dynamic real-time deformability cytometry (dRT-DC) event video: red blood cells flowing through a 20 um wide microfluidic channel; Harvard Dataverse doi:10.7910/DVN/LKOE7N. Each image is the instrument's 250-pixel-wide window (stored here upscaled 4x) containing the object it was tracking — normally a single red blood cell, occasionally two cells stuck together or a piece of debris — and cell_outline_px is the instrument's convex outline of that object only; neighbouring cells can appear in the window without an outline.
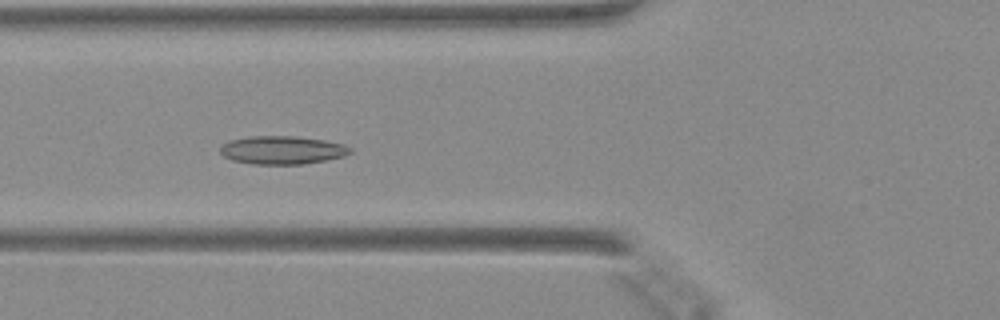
{"species": "Egyptian fruit bat (a non-hibernating species)", "species_latin": "Rousettus aegyptiacus", "temperature_condition": "warm", "stored_images_in_passage": 8, "camera_frame_rate_fps": 3000, "um_per_image_px": 0.085, "animal": {"sex": "female"}, "frame": {"image": 1, "passage_image": 6, "time_ms": 1.667, "image_size_px": [1000, 320], "cell_outline_px": [[352, 152], [344, 156], [304, 164], [252, 164], [232, 160], [224, 156], [220, 152], [220, 148], [224, 144], [232, 140], [252, 136], [292, 136], [324, 140], [344, 144], [352, 148]], "centroid_in_image_um": [24.01, 12.76], "position_along_channel_um": 101.8, "area_um2": 21.21}}